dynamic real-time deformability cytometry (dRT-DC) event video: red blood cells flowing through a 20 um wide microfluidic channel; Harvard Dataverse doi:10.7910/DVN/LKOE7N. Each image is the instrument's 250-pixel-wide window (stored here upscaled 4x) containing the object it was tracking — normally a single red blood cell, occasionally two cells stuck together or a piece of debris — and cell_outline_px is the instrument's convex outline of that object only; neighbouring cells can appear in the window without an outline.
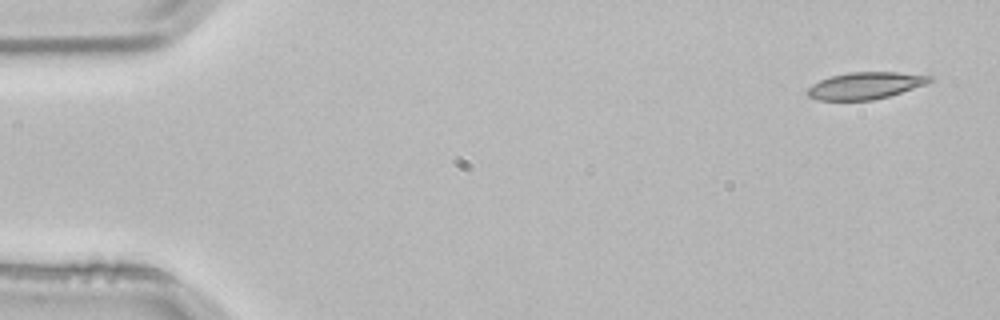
{"species": "common noctule bat (a hibernating species)", "species_latin": "Nyctalus noctula", "temperature_condition": "room temperature", "stored_images_in_passage": 3, "camera_frame_rate_fps": 3000, "um_per_image_px": 0.085, "animal": {"sex": "male", "body_mass_g": 21.5, "forearm_length_mm": 52.0}, "frame": {"image": 1, "passage_image": 1, "time_ms": 0.0, "image_size_px": [1000, 320], "cell_outline_px": [[932, 80], [924, 84], [888, 96], [872, 100], [820, 100], [808, 96], [804, 92], [812, 84], [820, 80], [832, 76], [852, 72], [896, 72], [932, 76]], "centroid_in_image_um": [73.49, 7.28], "position_along_channel_um": 11.5, "area_um2": 18.84}}
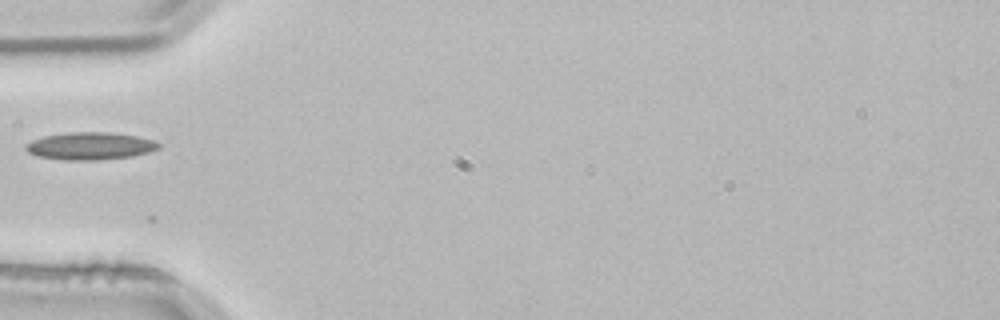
{"frame": {"image": 2, "passage_image": 3, "time_ms": 0.667, "image_size_px": [1000, 320], "cell_outline_px": [[160, 148], [148, 152], [132, 156], [96, 160], [64, 160], [40, 156], [28, 152], [24, 148], [24, 144], [32, 140], [44, 136], [68, 132], [108, 132], [136, 136], [156, 140], [160, 144]], "centroid_in_image_um": [7.66, 12.4], "position_along_channel_um": 77.3, "area_um2": 21.27}}